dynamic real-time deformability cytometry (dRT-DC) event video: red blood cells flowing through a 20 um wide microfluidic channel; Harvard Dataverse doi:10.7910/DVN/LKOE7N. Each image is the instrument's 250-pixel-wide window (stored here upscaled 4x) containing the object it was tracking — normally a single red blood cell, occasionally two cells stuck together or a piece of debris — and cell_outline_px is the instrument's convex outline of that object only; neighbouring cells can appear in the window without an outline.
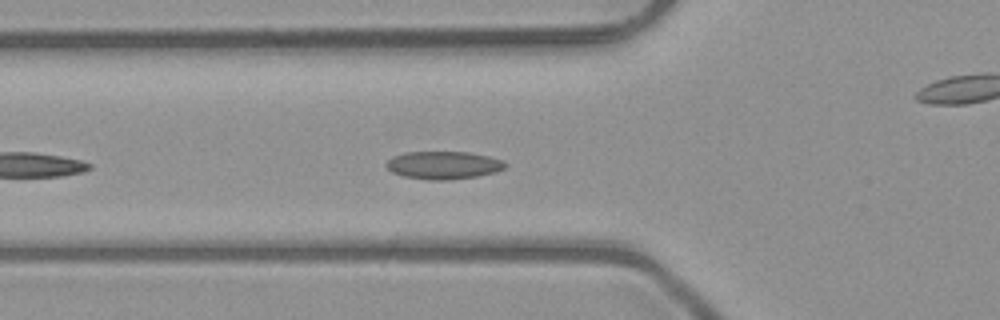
{"species": "common noctule bat (a hibernating species)", "species_latin": "Nyctalus noctula", "temperature_condition": "room temperature", "stored_images_in_passage": 13, "camera_frame_rate_fps": 3000, "um_per_image_px": 0.085, "animal": {"sex": "male", "body_mass_g": 23.1, "forearm_length_mm": 52.7}, "frame": {"image": 1, "passage_image": 6, "time_ms": 1.667, "image_size_px": [1000, 320], "cell_outline_px": [[508, 164], [504, 168], [496, 172], [476, 176], [448, 180], [428, 180], [404, 176], [392, 172], [384, 164], [392, 156], [404, 152], [468, 152], [488, 156], [504, 160]], "centroid_in_image_um": [37.69, 14.03], "position_along_channel_um": 88.1, "area_um2": 19.36}}
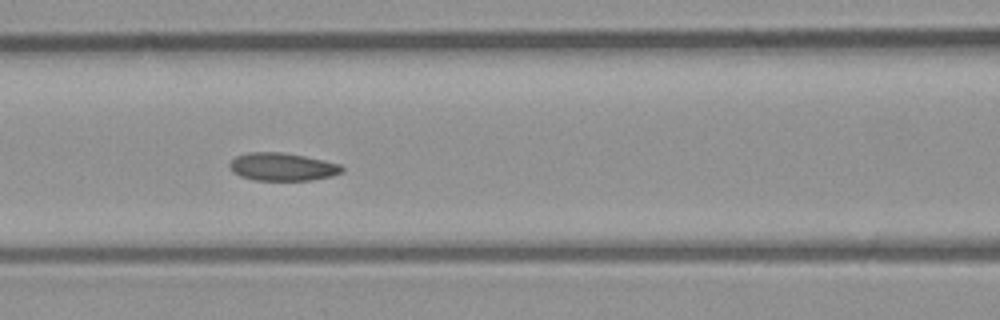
{"frame": {"image": 2, "passage_image": 10, "time_ms": 3.0, "image_size_px": [1000, 320], "cell_outline_px": [[344, 172], [332, 176], [312, 180], [256, 180], [240, 176], [232, 172], [228, 164], [236, 156], [248, 152], [284, 152], [324, 160], [340, 164], [344, 168]], "centroid_in_image_um": [24.01, 14.18], "position_along_channel_um": 142.6, "area_um2": 18.38}}